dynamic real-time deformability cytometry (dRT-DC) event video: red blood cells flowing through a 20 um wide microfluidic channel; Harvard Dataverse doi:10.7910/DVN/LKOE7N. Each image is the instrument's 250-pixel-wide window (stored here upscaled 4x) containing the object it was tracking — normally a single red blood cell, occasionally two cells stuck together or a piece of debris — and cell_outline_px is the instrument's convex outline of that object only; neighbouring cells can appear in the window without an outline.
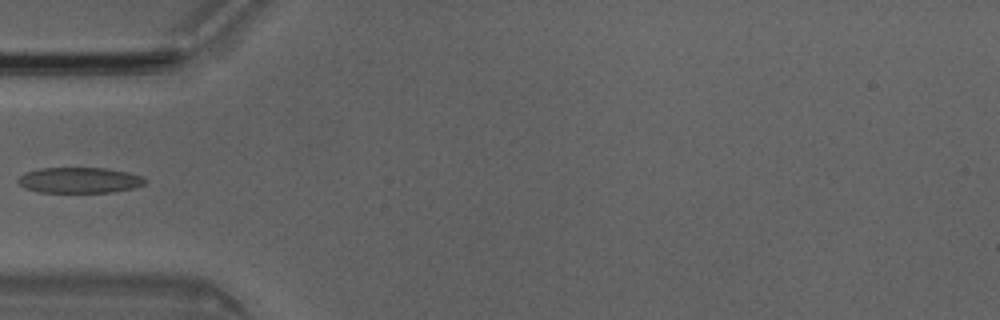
{"species": "Egyptian fruit bat (a non-hibernating species)", "species_latin": "Rousettus aegyptiacus", "temperature_condition": "room temperature", "stored_images_in_passage": 4, "camera_frame_rate_fps": 3000, "um_per_image_px": 0.085, "animal": {"sex": "male"}, "frame": {"image": 1, "passage_image": 3, "time_ms": 0.667, "image_size_px": [1000, 320], "cell_outline_px": [[148, 180], [144, 184], [136, 188], [112, 192], [36, 192], [24, 188], [16, 180], [20, 176], [28, 172], [40, 168], [108, 168], [128, 172], [144, 176]], "centroid_in_image_um": [6.81, 15.32], "position_along_channel_um": 78.2, "area_um2": 19.19}}